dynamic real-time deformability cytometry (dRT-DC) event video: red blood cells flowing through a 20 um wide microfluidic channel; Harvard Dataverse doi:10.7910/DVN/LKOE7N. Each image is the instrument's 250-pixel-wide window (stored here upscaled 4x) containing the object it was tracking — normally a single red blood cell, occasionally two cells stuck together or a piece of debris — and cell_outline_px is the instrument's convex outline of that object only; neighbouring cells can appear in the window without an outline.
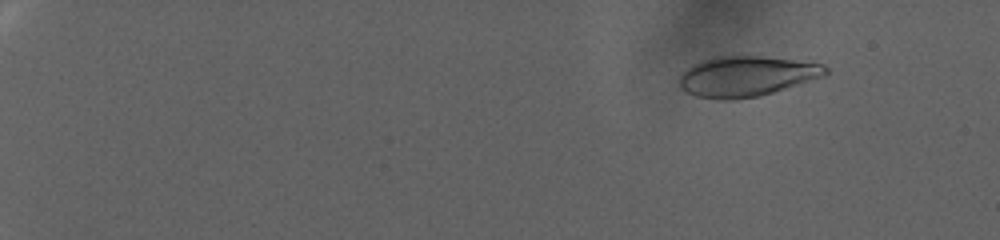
{"species": "human", "species_latin": "Homo sapiens", "temperature_condition": "warm", "stored_images_in_passage": 101, "camera_frame_rate_fps": 3000, "um_per_image_px": 0.085, "donor": {"sex": "female"}, "frame": {"image": 1, "passage_image": 14, "time_ms": 4.333, "image_size_px": [1000, 240], "cell_outline_px": [[828, 76], [760, 96], [732, 100], [720, 100], [696, 96], [684, 92], [680, 88], [680, 76], [692, 64], [716, 56], [760, 56], [824, 64], [828, 68]], "centroid_in_image_um": [63.48, 6.5], "position_along_channel_um": 21.5, "area_um2": 34.56}}
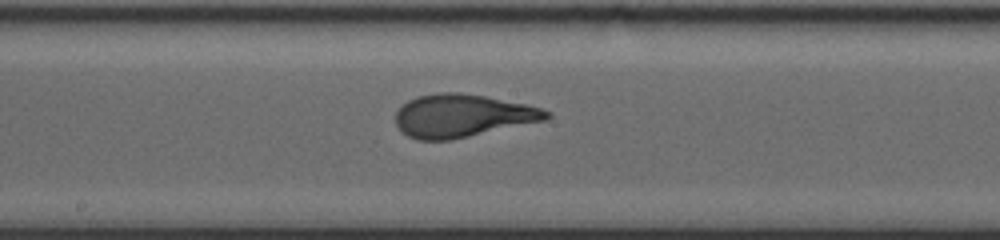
{"frame": {"image": 2, "passage_image": 63, "time_ms": 20.667, "image_size_px": [1000, 240], "cell_outline_px": [[552, 116], [548, 120], [452, 140], [416, 140], [400, 132], [396, 124], [396, 112], [408, 100], [416, 96], [440, 92], [460, 92], [484, 96], [524, 104], [540, 108], [552, 112]], "centroid_in_image_um": [39.31, 9.85], "position_along_channel_um": 208.9, "area_um2": 37.97}}
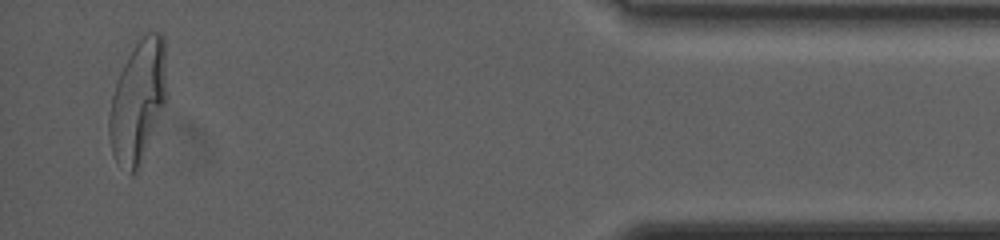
{"frame": {"image": 3, "passage_image": 98, "time_ms": 32.333, "image_size_px": [1000, 240], "cell_outline_px": [[168, 96], [140, 168], [136, 172], [132, 172], [116, 164], [112, 152], [108, 136], [108, 120], [112, 96], [120, 72], [128, 56], [136, 44], [148, 32], [160, 32], [164, 36]], "centroid_in_image_um": [11.75, 8.63], "position_along_channel_um": 423.5, "area_um2": 41.21}}